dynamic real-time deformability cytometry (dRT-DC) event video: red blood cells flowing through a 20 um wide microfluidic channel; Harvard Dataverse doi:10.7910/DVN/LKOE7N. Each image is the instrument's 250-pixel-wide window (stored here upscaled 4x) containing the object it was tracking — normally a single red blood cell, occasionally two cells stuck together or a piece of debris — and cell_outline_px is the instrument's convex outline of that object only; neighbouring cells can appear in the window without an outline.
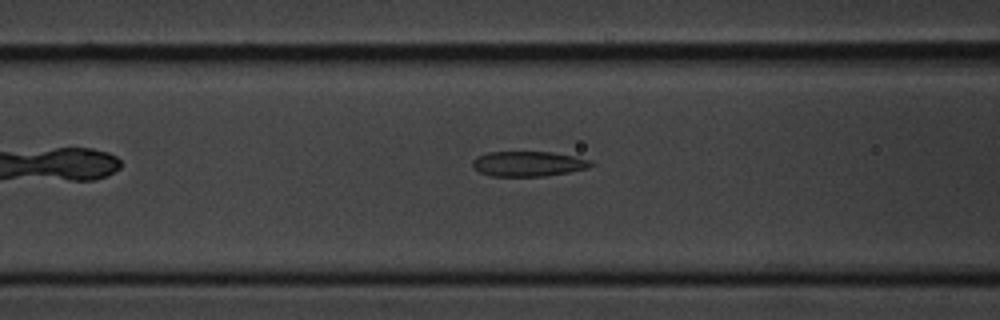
{"species": "common noctule bat (a hibernating species)", "species_latin": "Nyctalus noctula", "temperature_condition": "cold", "stored_images_in_passage": 6, "camera_frame_rate_fps": 3000, "um_per_image_px": 0.085, "animal": {"sex": "male", "body_mass_g": 20.1, "forearm_length_mm": 53.5}, "frame": {"image": 1, "passage_image": 6, "time_ms": 5.667, "image_size_px": [1000, 320], "cell_outline_px": [[596, 164], [588, 168], [568, 172], [544, 176], [492, 176], [480, 172], [472, 168], [472, 160], [476, 156], [488, 152], [552, 152], [592, 160]], "centroid_in_image_um": [44.89, 13.92], "position_along_channel_um": 121.7, "area_um2": 17.4}}